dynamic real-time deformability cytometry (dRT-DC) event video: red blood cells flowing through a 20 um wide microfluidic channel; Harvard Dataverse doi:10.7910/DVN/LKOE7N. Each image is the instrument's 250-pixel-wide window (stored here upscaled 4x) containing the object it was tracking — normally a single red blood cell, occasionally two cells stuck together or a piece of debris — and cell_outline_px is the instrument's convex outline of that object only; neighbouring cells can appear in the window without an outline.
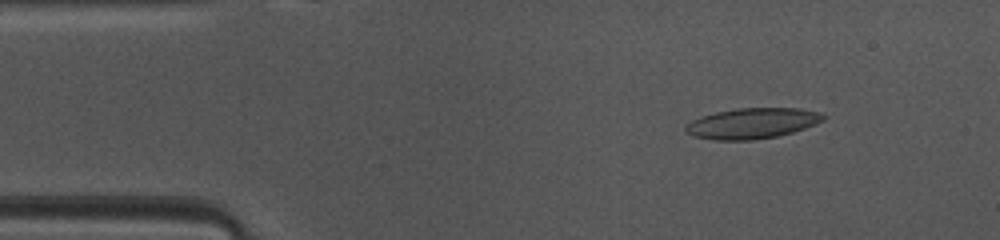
{"species": "common noctule bat (a hibernating species)", "species_latin": "Nyctalus noctula", "temperature_condition": "warm", "stored_images_in_passage": 45, "camera_frame_rate_fps": 3000, "um_per_image_px": 0.085, "animal": {"sex": "female", "body_mass_g": 10.0, "forearm_length_mm": 53.1}, "frame": {"image": 1, "passage_image": 4, "time_ms": 1.0, "image_size_px": [1000, 240], "cell_outline_px": [[828, 116], [824, 120], [816, 124], [792, 132], [776, 136], [752, 140], [716, 140], [696, 136], [684, 132], [684, 128], [692, 120], [700, 116], [716, 112], [736, 108], [800, 108], [820, 112]], "centroid_in_image_um": [63.96, 10.47], "position_along_channel_um": 21.0, "area_um2": 24.57}}
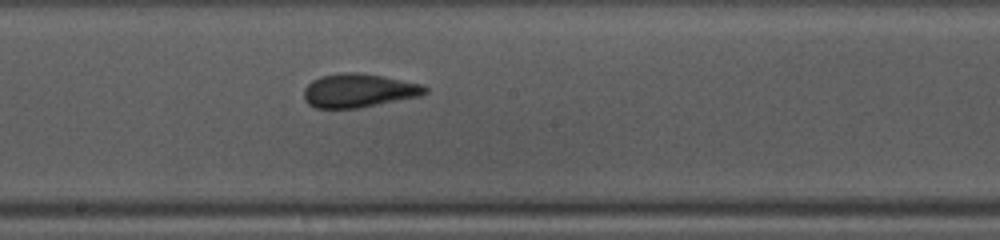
{"frame": {"image": 2, "passage_image": 22, "time_ms": 7.0, "image_size_px": [1000, 240], "cell_outline_px": [[428, 92], [420, 96], [360, 108], [316, 108], [308, 104], [304, 100], [304, 88], [312, 80], [320, 76], [344, 72], [360, 72], [384, 76], [420, 84], [428, 88]], "centroid_in_image_um": [30.47, 7.69], "position_along_channel_um": 217.7, "area_um2": 23.93}}
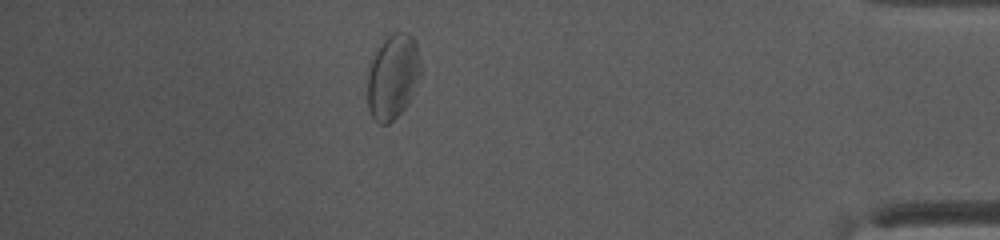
{"frame": {"image": 3, "passage_image": 39, "time_ms": 12.667, "image_size_px": [1000, 240], "cell_outline_px": [[420, 76], [404, 108], [388, 124], [380, 124], [372, 116], [368, 108], [368, 72], [372, 60], [376, 52], [384, 40], [392, 32], [408, 32], [416, 40], [420, 60]], "centroid_in_image_um": [33.39, 6.48], "position_along_channel_um": 401.8, "area_um2": 25.89}, "authors_computed_cell_mechanics": {"area_um2": 23.9292, "velocity_mm_per_s": 4.1049, "shape_relaxation_time_tau1_ms": 3.9342, "shape_relaxation_time_tau2_ms": 2.1232, "deformation_change_tau1": 0.098, "deformation_change_tau2": 0.0846}}